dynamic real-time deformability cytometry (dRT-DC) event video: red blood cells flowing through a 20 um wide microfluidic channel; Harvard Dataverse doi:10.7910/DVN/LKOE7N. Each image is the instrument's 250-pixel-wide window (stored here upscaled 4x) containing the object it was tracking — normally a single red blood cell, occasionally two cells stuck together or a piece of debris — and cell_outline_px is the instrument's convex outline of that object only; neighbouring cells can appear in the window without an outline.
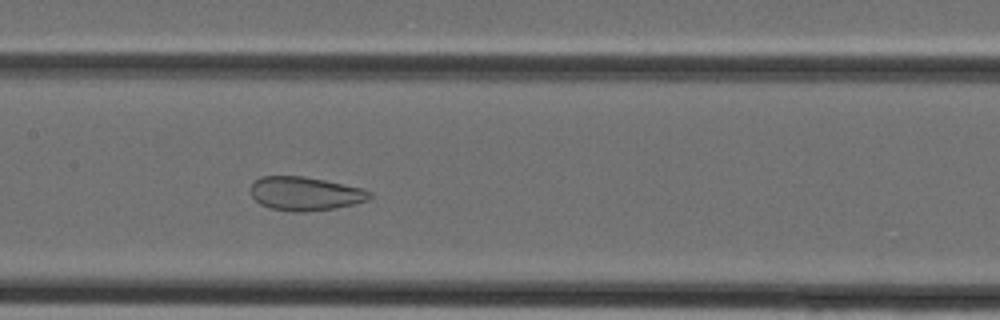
{"species": "Egyptian fruit bat (a non-hibernating species)", "species_latin": "Rousettus aegyptiacus", "temperature_condition": "cold", "stored_images_in_passage": 26, "camera_frame_rate_fps": 3000, "um_per_image_px": 0.085, "animal": {"sex": "female"}, "frame": {"image": 1, "passage_image": 10, "time_ms": 3.0, "image_size_px": [1000, 320], "cell_outline_px": [[372, 196], [368, 200], [356, 204], [332, 208], [304, 212], [292, 212], [272, 208], [260, 204], [252, 196], [252, 184], [260, 176], [304, 176], [324, 180], [360, 188], [372, 192]], "centroid_in_image_um": [25.95, 16.46], "position_along_channel_um": 181.5, "area_um2": 23.18}}
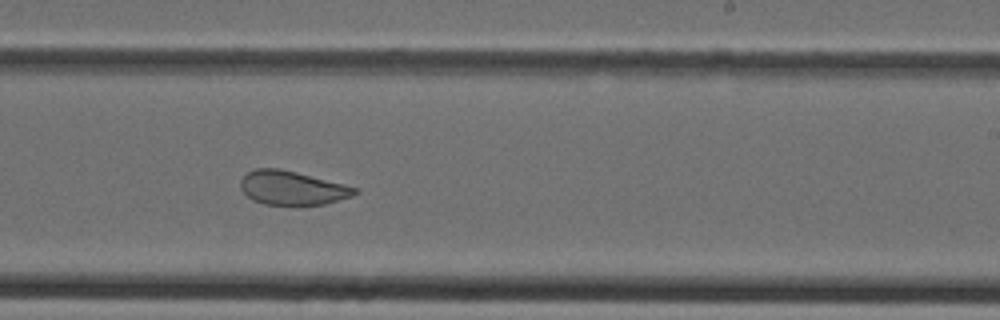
{"frame": {"image": 2, "passage_image": 15, "time_ms": 4.667, "image_size_px": [1000, 320], "cell_outline_px": [[360, 192], [352, 196], [324, 204], [296, 208], [264, 204], [252, 200], [240, 188], [240, 180], [248, 172], [256, 168], [280, 168], [344, 184], [356, 188]], "centroid_in_image_um": [24.83, 16.02], "position_along_channel_um": 264.2, "area_um2": 23.18}}
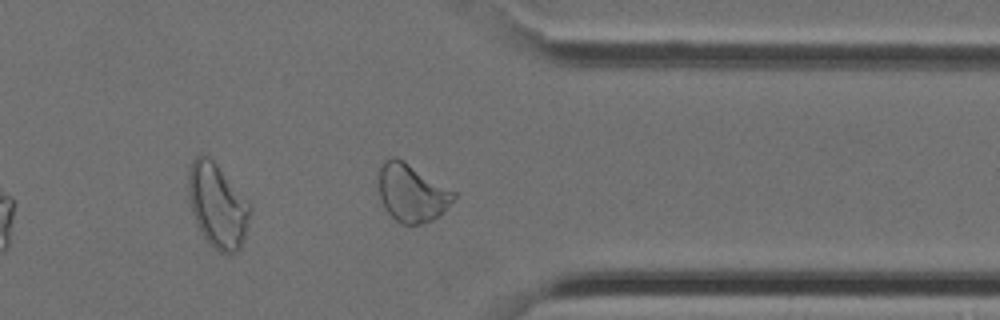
{"frame": {"image": 3, "passage_image": 22, "time_ms": 7.0, "image_size_px": [1000, 320], "cell_outline_px": [[456, 196], [432, 220], [420, 224], [400, 224], [384, 208], [380, 200], [380, 168], [384, 160], [392, 156], [396, 156], [404, 160], [456, 192]], "centroid_in_image_um": [34.97, 16.37], "position_along_channel_um": 376.4, "area_um2": 24.91}}